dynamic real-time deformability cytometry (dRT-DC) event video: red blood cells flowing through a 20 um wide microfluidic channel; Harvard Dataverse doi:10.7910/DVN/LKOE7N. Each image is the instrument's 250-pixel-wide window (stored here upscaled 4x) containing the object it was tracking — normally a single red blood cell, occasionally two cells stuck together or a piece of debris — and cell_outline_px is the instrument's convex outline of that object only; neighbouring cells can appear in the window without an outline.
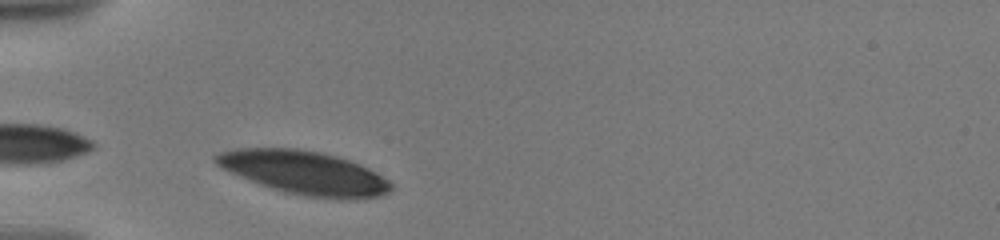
{"species": "human", "species_latin": "Homo sapiens", "temperature_condition": "warm", "stored_images_in_passage": 21, "camera_frame_rate_fps": 3000, "um_per_image_px": 0.085, "donor": {"sex": "male"}, "frame": {"image": 1, "passage_image": 2, "time_ms": 0.333, "image_size_px": [1000, 240], "cell_outline_px": [[392, 188], [388, 192], [380, 196], [352, 200], [336, 200], [304, 196], [284, 192], [260, 184], [240, 176], [216, 164], [212, 160], [212, 156], [220, 152], [236, 148], [296, 148], [320, 152], [336, 156], [360, 164], [376, 172], [388, 180], [392, 184]], "centroid_in_image_um": [25.89, 14.69], "position_along_channel_um": 59.1, "area_um2": 44.56}}
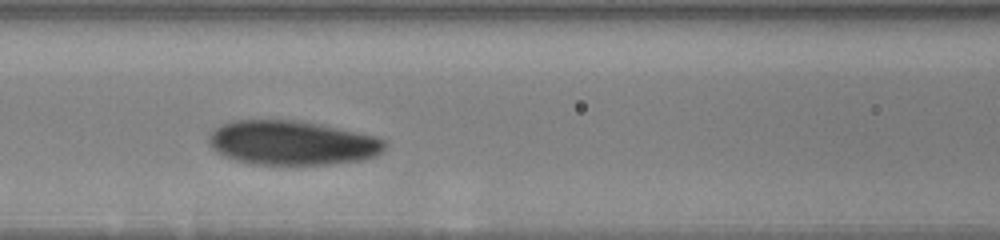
{"frame": {"image": 2, "passage_image": 14, "time_ms": 3.0, "image_size_px": [1000, 240], "cell_outline_px": [[388, 144], [376, 156], [364, 160], [328, 164], [252, 164], [236, 160], [224, 156], [216, 152], [212, 148], [208, 140], [208, 136], [220, 124], [232, 120], [300, 120], [320, 124], [376, 136], [384, 140]], "centroid_in_image_um": [24.82, 12.14], "position_along_channel_um": 141.8, "area_um2": 45.6}}
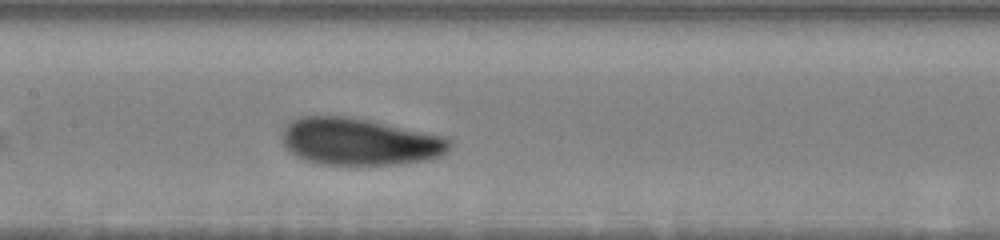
{"frame": {"image": 3, "passage_image": 19, "time_ms": 4.0, "image_size_px": [1000, 240], "cell_outline_px": [[452, 144], [448, 152], [440, 156], [424, 160], [400, 164], [356, 168], [320, 164], [304, 160], [296, 156], [284, 148], [280, 136], [280, 132], [292, 120], [300, 116], [344, 116], [368, 120], [440, 136], [452, 140]], "centroid_in_image_um": [30.48, 12.09], "position_along_channel_um": 176.9, "area_um2": 46.99}}